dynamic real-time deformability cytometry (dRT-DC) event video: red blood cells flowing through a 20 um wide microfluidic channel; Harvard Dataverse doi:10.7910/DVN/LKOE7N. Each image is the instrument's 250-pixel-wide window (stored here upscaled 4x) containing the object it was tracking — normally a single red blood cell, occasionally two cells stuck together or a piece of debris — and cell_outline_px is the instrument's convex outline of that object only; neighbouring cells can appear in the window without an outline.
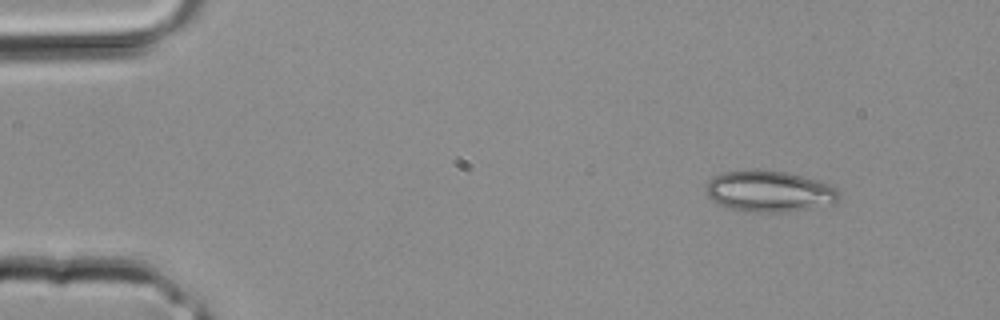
{"species": "common noctule bat (a hibernating species)", "species_latin": "Nyctalus noctula", "temperature_condition": "room temperature", "stored_images_in_passage": 2, "camera_frame_rate_fps": 3000, "um_per_image_px": 0.085, "animal": {"sex": "male", "body_mass_g": 20.4}, "frame": {"image": 1, "passage_image": 1, "time_ms": 0.0, "image_size_px": [1000, 320], "cell_outline_px": [[840, 200], [836, 204], [784, 212], [756, 212], [732, 208], [720, 204], [712, 200], [704, 192], [704, 188], [708, 180], [712, 176], [724, 172], [784, 172], [816, 180], [828, 184], [836, 188], [840, 192]], "centroid_in_image_um": [65.41, 16.3], "position_along_channel_um": 19.6, "area_um2": 31.33}}